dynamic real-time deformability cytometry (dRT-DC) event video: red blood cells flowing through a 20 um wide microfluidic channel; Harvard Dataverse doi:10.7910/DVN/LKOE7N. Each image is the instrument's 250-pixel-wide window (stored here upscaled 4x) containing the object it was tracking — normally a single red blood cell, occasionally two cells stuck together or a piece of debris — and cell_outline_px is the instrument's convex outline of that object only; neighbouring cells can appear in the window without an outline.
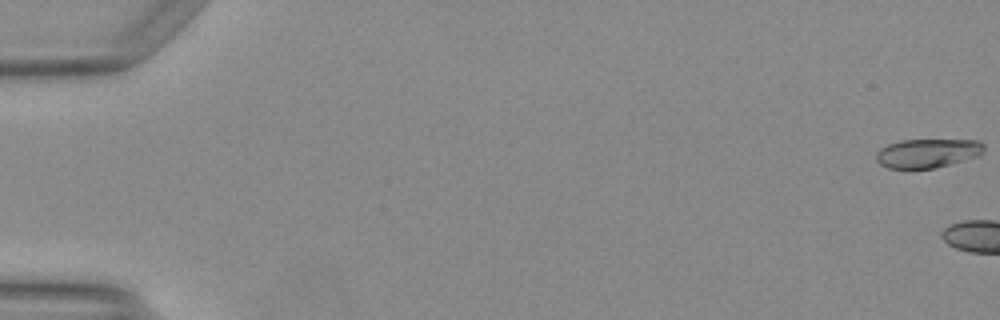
{"species": "Egyptian fruit bat (a non-hibernating species)", "species_latin": "Rousettus aegyptiacus", "temperature_condition": "warm", "stored_images_in_passage": 4, "camera_frame_rate_fps": 3000, "um_per_image_px": 0.085, "animal": {"sex": "female"}, "frame": {"image": 1, "passage_image": 1, "time_ms": 0.0, "image_size_px": [1000, 320], "cell_outline_px": [[984, 152], [980, 156], [932, 168], [888, 168], [880, 164], [876, 160], [876, 152], [880, 148], [888, 144], [900, 140], [980, 140], [984, 144]], "centroid_in_image_um": [78.85, 13.01], "position_along_channel_um": 6.1, "area_um2": 18.21}}